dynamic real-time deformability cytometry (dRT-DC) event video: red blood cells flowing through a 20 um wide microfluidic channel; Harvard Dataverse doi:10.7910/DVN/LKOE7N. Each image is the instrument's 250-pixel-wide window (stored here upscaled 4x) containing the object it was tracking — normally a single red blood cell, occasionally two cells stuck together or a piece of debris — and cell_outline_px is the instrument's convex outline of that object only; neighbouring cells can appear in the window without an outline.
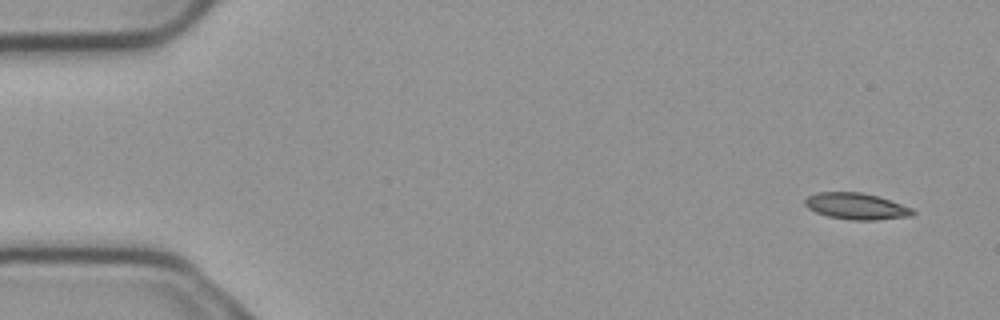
{"species": "common noctule bat (a hibernating species)", "species_latin": "Nyctalus noctula", "temperature_condition": "cold", "stored_images_in_passage": 5, "camera_frame_rate_fps": 3000, "um_per_image_px": 0.085, "animal": {"sex": "male", "body_mass_g": 23.1, "forearm_length_mm": 52.7}, "frame": {"image": 1, "passage_image": 1, "time_ms": 0.0, "image_size_px": [1000, 320], "cell_outline_px": [[916, 212], [912, 216], [876, 220], [852, 220], [828, 216], [816, 212], [808, 208], [804, 204], [804, 200], [808, 196], [816, 192], [860, 192], [876, 196], [912, 208]], "centroid_in_image_um": [72.76, 17.53], "position_along_channel_um": 12.2, "area_um2": 16.47}}